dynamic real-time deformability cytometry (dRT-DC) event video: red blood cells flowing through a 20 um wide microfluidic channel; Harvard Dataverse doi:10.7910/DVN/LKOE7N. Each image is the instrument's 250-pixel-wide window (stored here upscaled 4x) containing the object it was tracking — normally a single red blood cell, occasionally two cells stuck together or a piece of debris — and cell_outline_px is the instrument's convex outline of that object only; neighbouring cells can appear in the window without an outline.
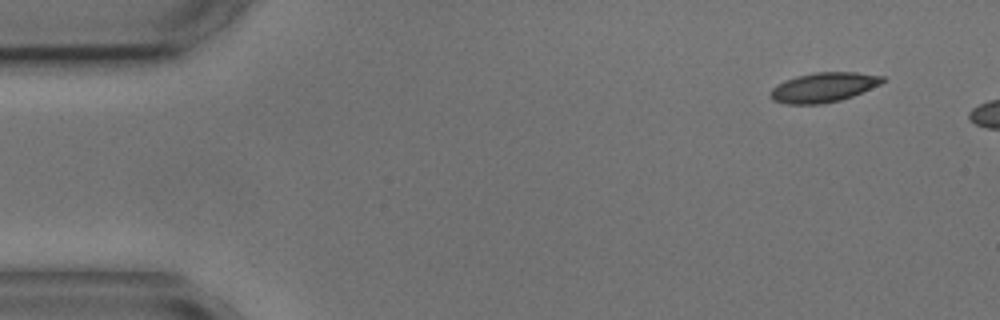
{"species": "common noctule bat (a hibernating species)", "species_latin": "Nyctalus noctula", "temperature_condition": "cold", "stored_images_in_passage": 3, "camera_frame_rate_fps": 3000, "um_per_image_px": 0.085, "animal": {"sex": "male", "body_mass_g": 17.9, "forearm_length_mm": 54.2}, "frame": {"image": 1, "passage_image": 1, "time_ms": 0.0, "image_size_px": [1000, 320], "cell_outline_px": [[884, 80], [880, 84], [852, 96], [840, 100], [820, 104], [788, 104], [772, 100], [772, 88], [776, 84], [784, 80], [796, 76], [816, 72], [856, 72], [884, 76]], "centroid_in_image_um": [69.99, 7.41], "position_along_channel_um": 15.0, "area_um2": 19.19}}